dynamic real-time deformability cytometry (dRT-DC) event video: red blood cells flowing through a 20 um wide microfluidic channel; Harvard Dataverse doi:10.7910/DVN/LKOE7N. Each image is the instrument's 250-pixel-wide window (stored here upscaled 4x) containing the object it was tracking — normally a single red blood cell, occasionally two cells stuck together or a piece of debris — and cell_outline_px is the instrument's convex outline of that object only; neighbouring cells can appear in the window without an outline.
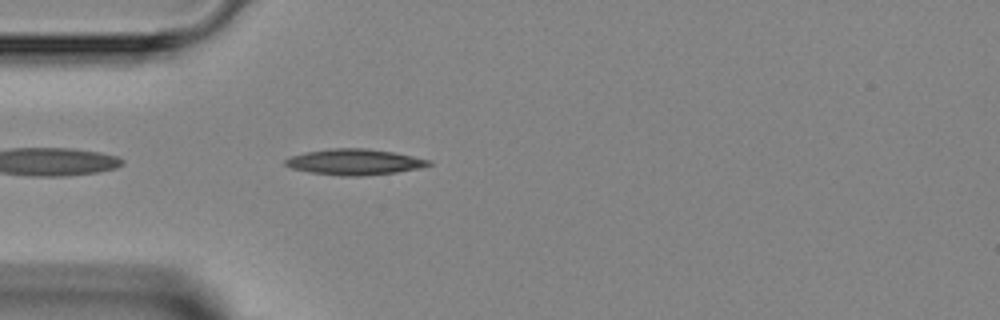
{"species": "Egyptian fruit bat (a non-hibernating species)", "species_latin": "Rousettus aegyptiacus", "temperature_condition": "room temperature", "stored_images_in_passage": 2, "camera_frame_rate_fps": 3000, "um_per_image_px": 0.085, "animal": {"sex": "female"}, "frame": {"image": 1, "passage_image": 2, "time_ms": 1.333, "image_size_px": [1000, 320], "cell_outline_px": [[432, 164], [420, 168], [396, 172], [360, 176], [340, 176], [308, 172], [292, 168], [284, 164], [284, 160], [292, 156], [304, 152], [332, 148], [364, 148], [392, 152], [432, 160]], "centroid_in_image_um": [30.12, 13.77], "position_along_channel_um": 54.9, "area_um2": 21.56}}